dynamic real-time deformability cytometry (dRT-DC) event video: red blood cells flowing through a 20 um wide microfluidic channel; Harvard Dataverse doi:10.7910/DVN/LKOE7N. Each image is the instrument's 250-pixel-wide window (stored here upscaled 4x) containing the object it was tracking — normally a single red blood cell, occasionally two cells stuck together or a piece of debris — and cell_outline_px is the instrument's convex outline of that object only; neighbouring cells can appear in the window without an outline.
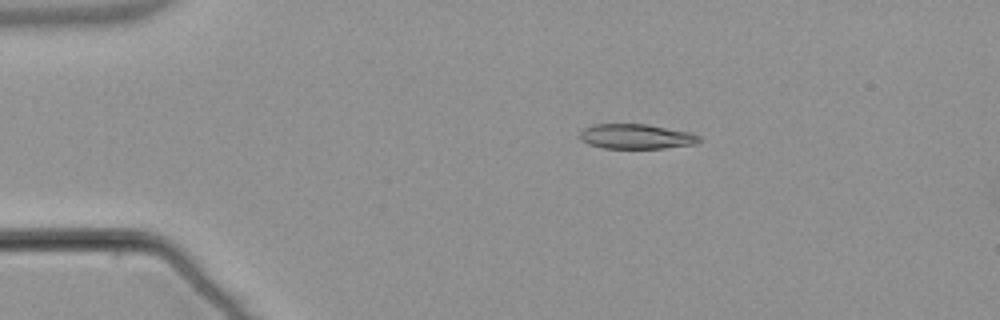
{"species": "common noctule bat (a hibernating species)", "species_latin": "Nyctalus noctula", "temperature_condition": "warm", "stored_images_in_passage": 5, "camera_frame_rate_fps": 3000, "um_per_image_px": 0.085, "animal": {"sex": "male", "body_mass_g": 21.5, "forearm_length_mm": 52.0}, "frame": {"image": 1, "passage_image": 1, "time_ms": 0.0, "image_size_px": [1000, 320], "cell_outline_px": [[700, 140], [696, 144], [664, 148], [604, 148], [588, 144], [580, 140], [580, 132], [584, 128], [592, 124], [648, 124], [692, 132], [700, 136]], "centroid_in_image_um": [54.09, 11.59], "position_along_channel_um": 30.9, "area_um2": 17.46}}